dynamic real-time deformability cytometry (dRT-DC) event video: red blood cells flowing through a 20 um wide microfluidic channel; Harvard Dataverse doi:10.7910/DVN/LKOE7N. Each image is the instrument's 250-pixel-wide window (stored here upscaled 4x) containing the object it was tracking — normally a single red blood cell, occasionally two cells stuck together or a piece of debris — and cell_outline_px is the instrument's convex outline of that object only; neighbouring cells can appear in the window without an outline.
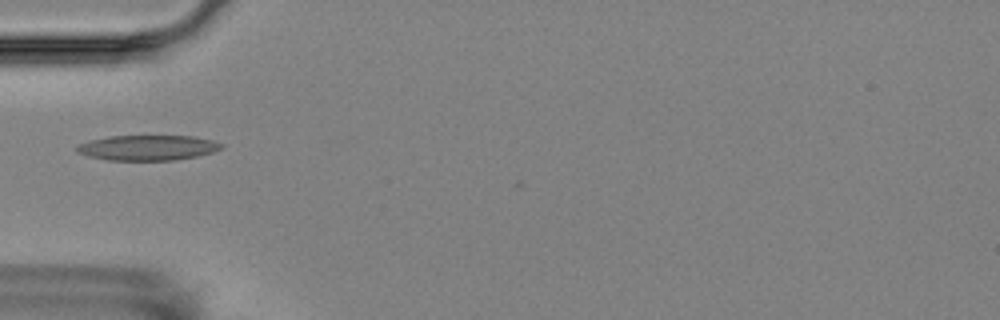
{"species": "Egyptian fruit bat (a non-hibernating species)", "species_latin": "Rousettus aegyptiacus", "temperature_condition": "room temperature", "stored_images_in_passage": 2, "camera_frame_rate_fps": 3000, "um_per_image_px": 0.085, "animal": {"sex": "female"}, "frame": {"image": 1, "passage_image": 2, "time_ms": 1.0, "image_size_px": [1000, 320], "cell_outline_px": [[224, 148], [212, 152], [196, 156], [172, 160], [108, 160], [88, 156], [76, 152], [76, 148], [80, 144], [88, 140], [112, 136], [196, 136], [212, 140], [224, 144]], "centroid_in_image_um": [12.57, 12.55], "position_along_channel_um": 72.4, "area_um2": 21.21}}